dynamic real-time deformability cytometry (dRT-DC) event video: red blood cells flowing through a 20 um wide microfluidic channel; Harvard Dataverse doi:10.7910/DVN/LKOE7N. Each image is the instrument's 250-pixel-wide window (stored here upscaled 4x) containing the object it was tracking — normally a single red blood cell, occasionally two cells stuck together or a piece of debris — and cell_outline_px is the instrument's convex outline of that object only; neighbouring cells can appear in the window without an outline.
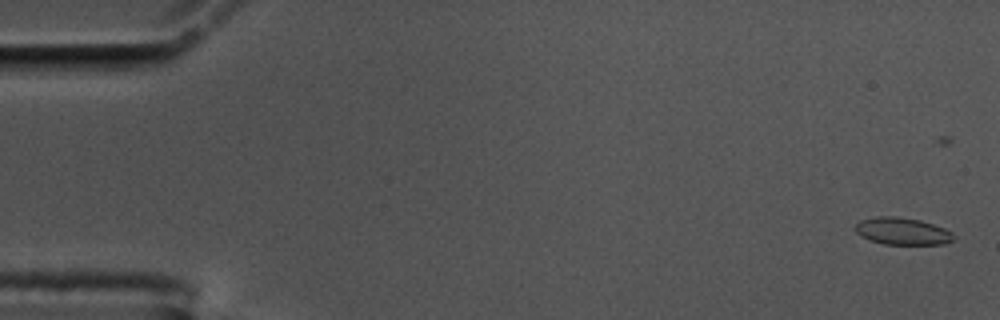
{"species": "common noctule bat (a hibernating species)", "species_latin": "Nyctalus noctula", "temperature_condition": "cold", "stored_images_in_passage": 32, "camera_frame_rate_fps": 3000, "um_per_image_px": 0.085, "animal": {"sex": "male", "body_mass_g": 17.5, "forearm_length_mm": 52.3}, "frame": {"image": 1, "passage_image": 2, "time_ms": 0.333, "image_size_px": [1000, 320], "cell_outline_px": [[956, 236], [952, 240], [944, 244], [884, 244], [872, 240], [856, 232], [856, 224], [860, 220], [876, 216], [896, 216], [920, 220], [944, 228], [952, 232]], "centroid_in_image_um": [76.73, 19.64], "position_along_channel_um": 8.3, "area_um2": 15.37}}
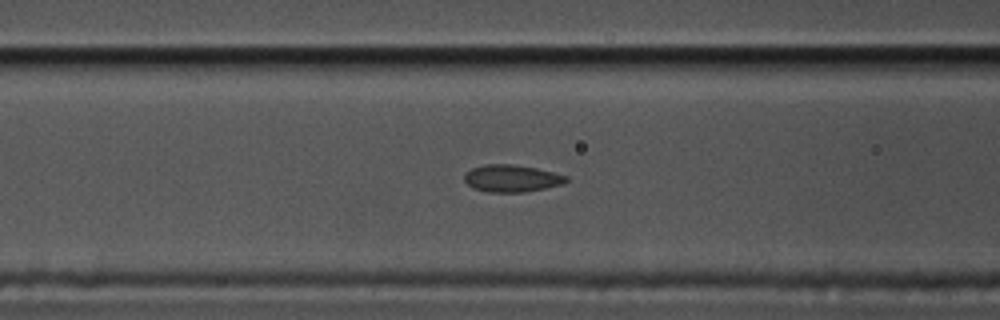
{"frame": {"image": 2, "passage_image": 23, "time_ms": 7.333, "image_size_px": [1000, 320], "cell_outline_px": [[568, 180], [564, 184], [524, 192], [488, 192], [472, 188], [464, 180], [464, 172], [472, 168], [484, 164], [512, 164], [536, 168], [568, 176]], "centroid_in_image_um": [43.47, 15.16], "position_along_channel_um": 123.1, "area_um2": 16.18}}
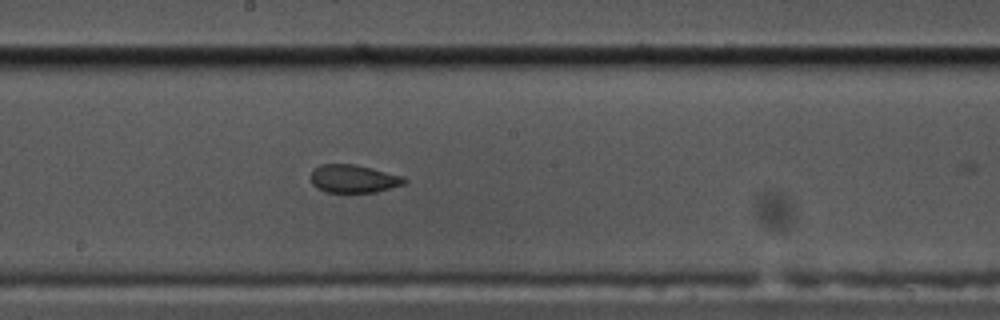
{"frame": {"image": 3, "passage_image": 31, "time_ms": 10.0, "image_size_px": [1000, 320], "cell_outline_px": [[408, 180], [404, 184], [376, 192], [328, 192], [316, 188], [312, 184], [312, 168], [320, 164], [356, 164], [404, 176]], "centroid_in_image_um": [30.06, 15.18], "position_along_channel_um": 218.1, "area_um2": 15.37}}